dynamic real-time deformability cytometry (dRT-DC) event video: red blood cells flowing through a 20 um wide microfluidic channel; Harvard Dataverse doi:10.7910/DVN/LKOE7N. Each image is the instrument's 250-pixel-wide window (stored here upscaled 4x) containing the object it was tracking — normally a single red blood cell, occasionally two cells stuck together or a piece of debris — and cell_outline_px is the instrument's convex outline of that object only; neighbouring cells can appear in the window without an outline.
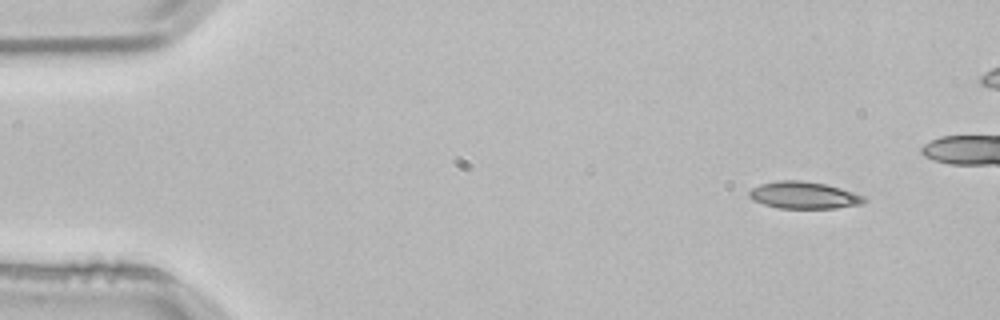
{"species": "common noctule bat (a hibernating species)", "species_latin": "Nyctalus noctula", "temperature_condition": "room temperature", "stored_images_in_passage": 4, "camera_frame_rate_fps": 3000, "um_per_image_px": 0.085, "animal": {"sex": "male", "body_mass_g": 21.5, "forearm_length_mm": 52.0}, "frame": {"image": 1, "passage_image": 1, "time_ms": 0.0, "image_size_px": [1000, 320], "cell_outline_px": [[868, 200], [860, 204], [836, 208], [780, 208], [764, 204], [752, 200], [748, 196], [748, 192], [752, 188], [760, 184], [776, 180], [800, 180], [824, 184], [840, 188], [864, 196]], "centroid_in_image_um": [68.29, 16.59], "position_along_channel_um": 16.7, "area_um2": 18.03}}